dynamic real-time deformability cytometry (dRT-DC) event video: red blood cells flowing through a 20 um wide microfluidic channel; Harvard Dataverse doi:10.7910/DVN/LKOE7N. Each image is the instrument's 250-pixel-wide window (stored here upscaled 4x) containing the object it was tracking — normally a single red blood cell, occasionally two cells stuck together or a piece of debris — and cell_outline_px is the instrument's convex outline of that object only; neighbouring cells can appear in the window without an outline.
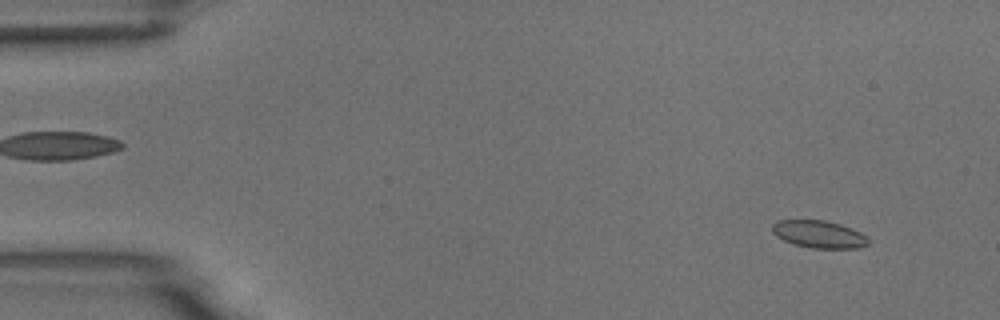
{"species": "common noctule bat (a hibernating species)", "species_latin": "Nyctalus noctula", "temperature_condition": "room temperature", "stored_images_in_passage": 6, "camera_frame_rate_fps": 3000, "um_per_image_px": 0.085, "animal": {"sex": "male", "body_mass_g": 18.8}, "frame": {"image": 1, "passage_image": 1, "time_ms": 0.0, "image_size_px": [1000, 320], "cell_outline_px": [[868, 244], [860, 248], [812, 248], [792, 244], [776, 236], [772, 232], [772, 224], [776, 220], [824, 220], [840, 224], [852, 228], [868, 236]], "centroid_in_image_um": [69.61, 19.91], "position_along_channel_um": 15.4, "area_um2": 15.49}}
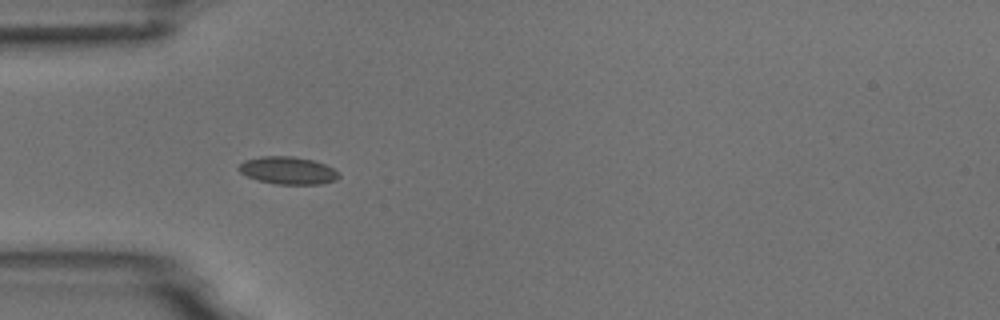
{"frame": {"image": 2, "passage_image": 4, "time_ms": 4.0, "image_size_px": [1000, 320], "cell_outline_px": [[340, 176], [336, 180], [320, 184], [276, 184], [260, 180], [248, 176], [240, 172], [236, 168], [244, 160], [260, 156], [292, 156], [312, 160], [324, 164], [340, 172]], "centroid_in_image_um": [24.47, 14.48], "position_along_channel_um": 60.5, "area_um2": 16.01}}